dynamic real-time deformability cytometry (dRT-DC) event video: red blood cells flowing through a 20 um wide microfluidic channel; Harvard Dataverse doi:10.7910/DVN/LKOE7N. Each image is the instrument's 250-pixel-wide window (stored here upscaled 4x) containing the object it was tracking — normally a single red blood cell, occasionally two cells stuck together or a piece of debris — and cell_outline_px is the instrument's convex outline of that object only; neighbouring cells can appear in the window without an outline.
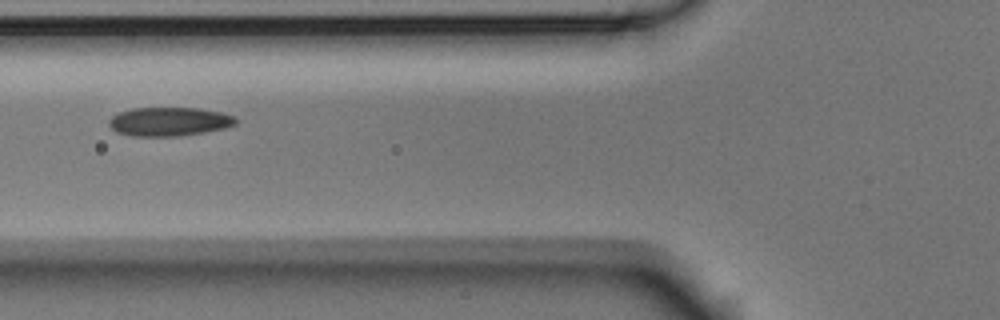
{"species": "Egyptian fruit bat (a non-hibernating species)", "species_latin": "Rousettus aegyptiacus", "temperature_condition": "room temperature", "stored_images_in_passage": 7, "camera_frame_rate_fps": 3000, "um_per_image_px": 0.085, "animal": {"sex": "male"}, "frame": {"image": 1, "passage_image": 5, "time_ms": 1.333, "image_size_px": [1000, 320], "cell_outline_px": [[236, 124], [224, 128], [204, 132], [180, 136], [132, 136], [116, 132], [108, 124], [108, 120], [112, 116], [120, 112], [132, 108], [200, 108], [220, 112], [236, 116]], "centroid_in_image_um": [14.37, 10.33], "position_along_channel_um": 111.4, "area_um2": 21.33}}
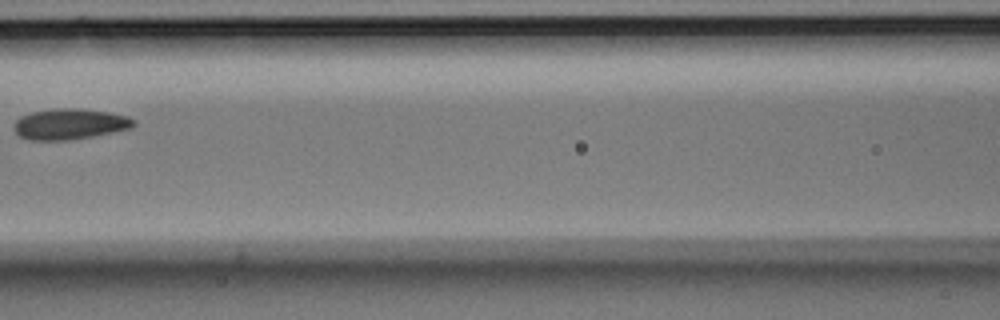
{"frame": {"image": 2, "passage_image": 6, "time_ms": 1.667, "image_size_px": [1000, 320], "cell_outline_px": [[136, 124], [132, 128], [92, 136], [68, 140], [28, 140], [20, 136], [12, 128], [16, 120], [32, 112], [56, 108], [80, 108], [108, 112], [128, 116], [136, 120]], "centroid_in_image_um": [5.95, 10.54], "position_along_channel_um": 160.7, "area_um2": 21.44}}
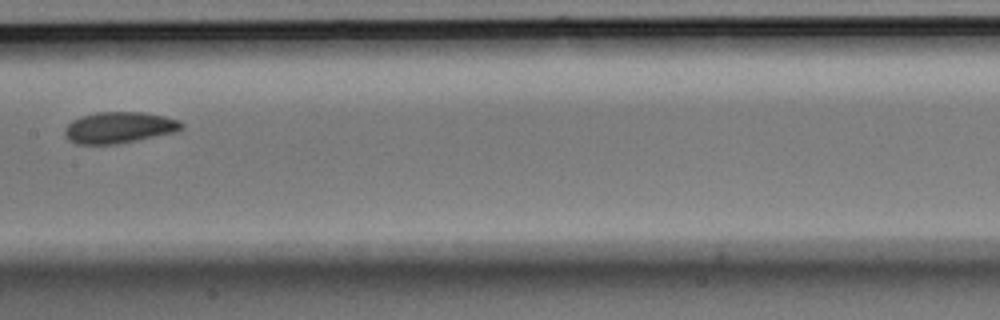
{"frame": {"image": 3, "passage_image": 7, "time_ms": 2.0, "image_size_px": [1000, 320], "cell_outline_px": [[184, 124], [180, 128], [172, 132], [136, 140], [116, 144], [76, 144], [68, 140], [64, 136], [64, 128], [72, 120], [80, 116], [96, 112], [144, 112], [164, 116], [180, 120]], "centroid_in_image_um": [10.05, 10.83], "position_along_channel_um": 197.3, "area_um2": 21.21}}